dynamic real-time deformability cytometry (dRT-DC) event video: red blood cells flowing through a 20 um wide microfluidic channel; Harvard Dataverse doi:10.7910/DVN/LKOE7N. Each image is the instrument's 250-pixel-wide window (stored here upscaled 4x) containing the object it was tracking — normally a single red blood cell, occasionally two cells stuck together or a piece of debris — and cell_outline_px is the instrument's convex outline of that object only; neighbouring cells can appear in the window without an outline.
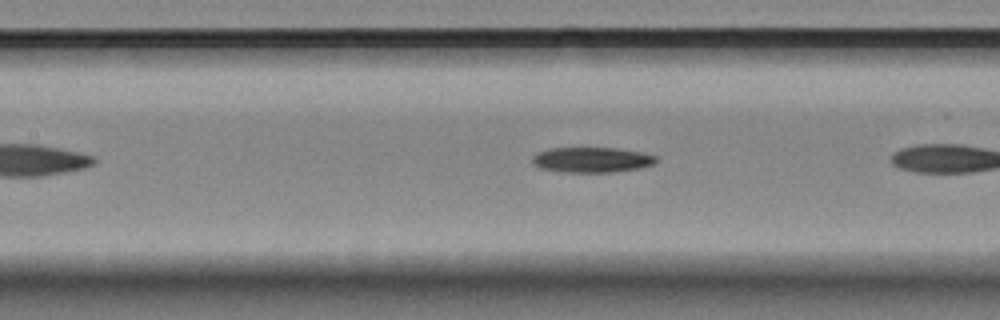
{"species": "Egyptian fruit bat (a non-hibernating species)", "species_latin": "Rousettus aegyptiacus", "temperature_condition": "room temperature", "stored_images_in_passage": 28, "camera_frame_rate_fps": 3000, "um_per_image_px": 0.085, "animal": {"sex": "female"}, "frame": {"image": 1, "passage_image": 9, "time_ms": 2.667, "image_size_px": [1000, 320], "cell_outline_px": [[656, 160], [652, 164], [640, 168], [612, 172], [560, 172], [540, 168], [532, 164], [532, 156], [540, 152], [552, 148], [616, 148], [640, 152], [656, 156]], "centroid_in_image_um": [50.26, 13.59], "position_along_channel_um": 157.1, "area_um2": 18.09}}
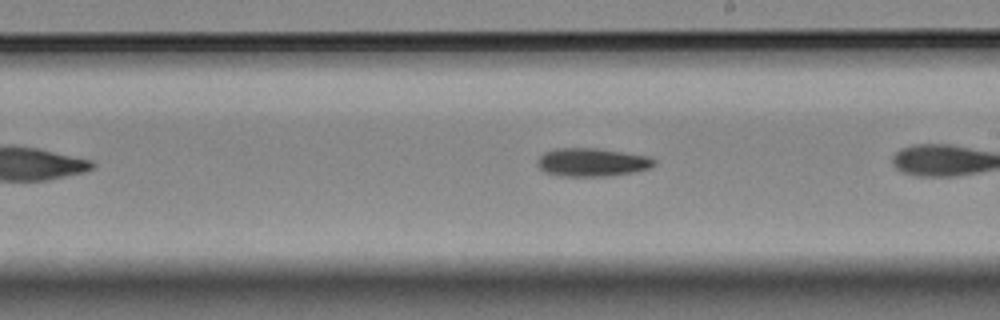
{"frame": {"image": 2, "passage_image": 16, "time_ms": 5.0, "image_size_px": [1000, 320], "cell_outline_px": [[656, 164], [648, 168], [632, 172], [604, 176], [560, 176], [544, 172], [536, 164], [536, 160], [544, 152], [552, 148], [596, 148], [648, 156], [656, 160]], "centroid_in_image_um": [50.26, 13.78], "position_along_channel_um": 238.7, "area_um2": 19.25}}